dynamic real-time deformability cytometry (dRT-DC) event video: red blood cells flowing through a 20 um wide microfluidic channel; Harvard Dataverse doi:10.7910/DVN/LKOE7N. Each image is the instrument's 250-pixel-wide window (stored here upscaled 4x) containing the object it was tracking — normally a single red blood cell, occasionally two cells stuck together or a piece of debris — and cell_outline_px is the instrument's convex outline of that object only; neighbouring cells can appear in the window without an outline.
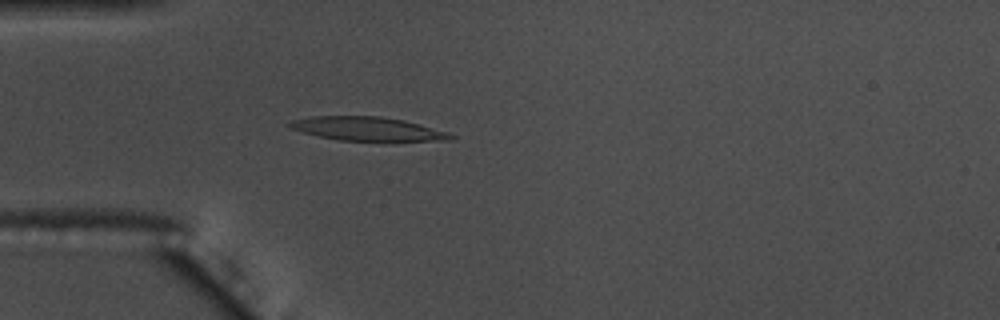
{"species": "common noctule bat (a hibernating species)", "species_latin": "Nyctalus noctula", "temperature_condition": "warm", "stored_images_in_passage": 46, "camera_frame_rate_fps": 3000, "um_per_image_px": 0.085, "animal": {"sex": "male", "body_mass_g": 17.5, "forearm_length_mm": 52.3}, "frame": {"image": 1, "passage_image": 6, "time_ms": 1.667, "image_size_px": [1000, 320], "cell_outline_px": [[456, 136], [452, 140], [392, 144], [340, 140], [320, 136], [288, 128], [284, 124], [292, 120], [312, 116], [380, 116], [404, 120], [448, 132]], "centroid_in_image_um": [31.35, 11.01], "position_along_channel_um": 53.7, "area_um2": 23.64}}
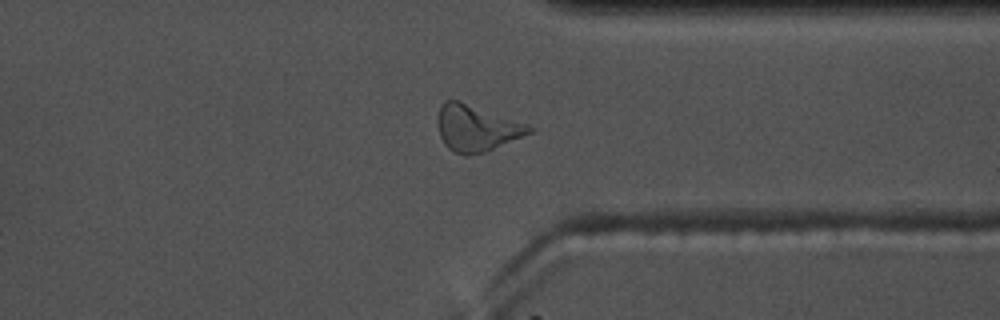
{"frame": {"image": 2, "passage_image": 33, "time_ms": 10.667, "image_size_px": [1000, 320], "cell_outline_px": [[536, 128], [532, 132], [484, 152], [468, 156], [464, 156], [452, 152], [444, 144], [440, 136], [436, 120], [440, 104], [444, 100], [460, 100], [528, 124]], "centroid_in_image_um": [40.46, 10.88], "position_along_channel_um": 370.9, "area_um2": 24.91}}
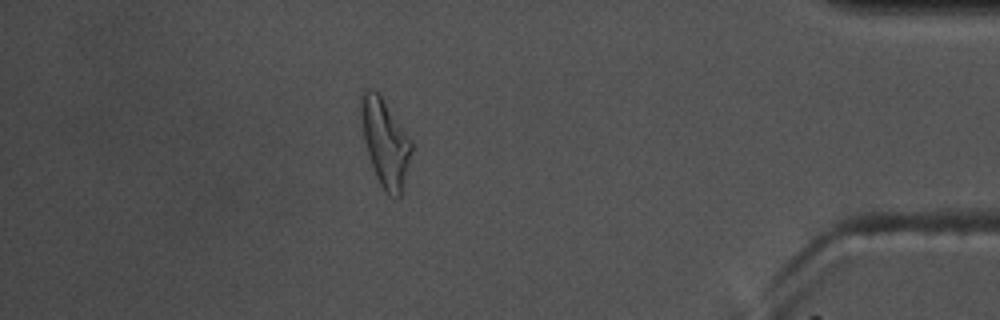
{"frame": {"image": 3, "passage_image": 39, "time_ms": 12.667, "image_size_px": [1000, 320], "cell_outline_px": [[412, 152], [400, 196], [388, 196], [380, 184], [376, 176], [364, 140], [360, 116], [360, 96], [364, 88], [368, 88], [376, 92], [380, 96], [412, 140]], "centroid_in_image_um": [32.73, 12.1], "position_along_channel_um": 402.5, "area_um2": 25.26}, "authors_computed_cell_mechanics": {"area_um2": 22.6576, "velocity_mm_per_s": 3.6332, "shape_relaxation_time_tau1_ms": null, "shape_relaxation_time_tau2_ms": 3.2495, "deformation_change_tau1": null, "deformation_change_tau2": 0.1533}}